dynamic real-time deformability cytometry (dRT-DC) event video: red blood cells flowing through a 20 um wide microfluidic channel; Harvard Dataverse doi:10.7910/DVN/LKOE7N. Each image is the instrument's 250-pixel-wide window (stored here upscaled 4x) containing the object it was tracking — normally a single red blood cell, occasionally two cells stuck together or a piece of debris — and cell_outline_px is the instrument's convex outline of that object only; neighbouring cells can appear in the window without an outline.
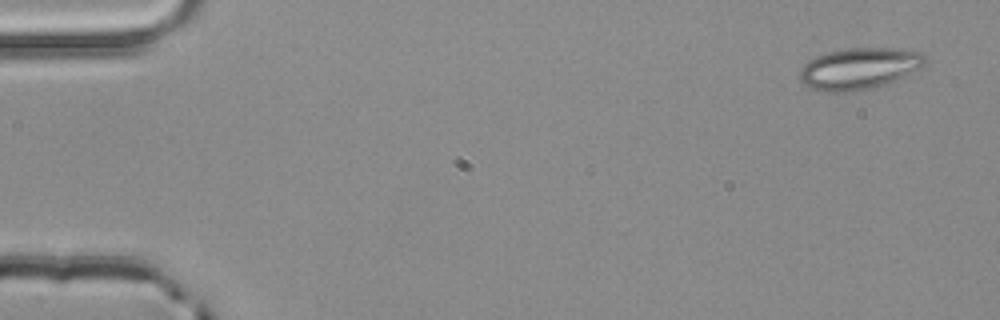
{"species": "common noctule bat (a hibernating species)", "species_latin": "Nyctalus noctula", "temperature_condition": "room temperature", "stored_images_in_passage": 4, "camera_frame_rate_fps": 3000, "um_per_image_px": 0.085, "animal": {"sex": "male", "body_mass_g": 20.4}, "frame": {"image": 1, "passage_image": 1, "time_ms": 0.0, "image_size_px": [1000, 320], "cell_outline_px": [[928, 60], [920, 68], [904, 76], [884, 84], [872, 88], [848, 92], [832, 92], [812, 88], [804, 84], [800, 80], [800, 72], [804, 64], [808, 60], [816, 56], [828, 52], [848, 48], [904, 48], [920, 52]], "centroid_in_image_um": [73.05, 5.81], "position_along_channel_um": 12.0, "area_um2": 30.17}}